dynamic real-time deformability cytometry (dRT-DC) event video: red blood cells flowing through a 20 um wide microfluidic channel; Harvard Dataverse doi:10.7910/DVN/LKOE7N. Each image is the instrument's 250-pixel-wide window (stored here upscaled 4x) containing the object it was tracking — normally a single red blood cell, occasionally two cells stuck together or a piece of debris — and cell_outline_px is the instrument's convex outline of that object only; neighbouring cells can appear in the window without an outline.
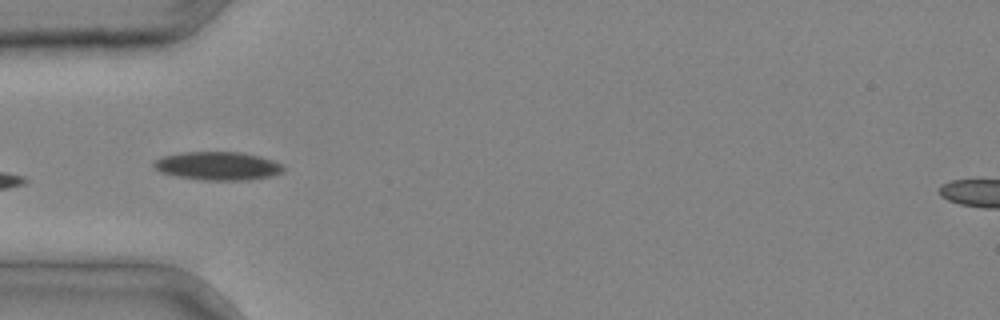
{"species": "common noctule bat (a hibernating species)", "species_latin": "Nyctalus noctula", "temperature_condition": "cold", "stored_images_in_passage": 5, "camera_frame_rate_fps": 3000, "um_per_image_px": 0.085, "animal": {"sex": "male", "body_mass_g": 20.4}, "frame": {"image": 1, "passage_image": 4, "time_ms": 1.0, "image_size_px": [1000, 320], "cell_outline_px": [[284, 172], [272, 176], [248, 180], [204, 180], [176, 176], [160, 172], [152, 164], [156, 160], [164, 156], [184, 152], [240, 152], [260, 156], [284, 164]], "centroid_in_image_um": [18.57, 14.11], "position_along_channel_um": 66.4, "area_um2": 21.44}}